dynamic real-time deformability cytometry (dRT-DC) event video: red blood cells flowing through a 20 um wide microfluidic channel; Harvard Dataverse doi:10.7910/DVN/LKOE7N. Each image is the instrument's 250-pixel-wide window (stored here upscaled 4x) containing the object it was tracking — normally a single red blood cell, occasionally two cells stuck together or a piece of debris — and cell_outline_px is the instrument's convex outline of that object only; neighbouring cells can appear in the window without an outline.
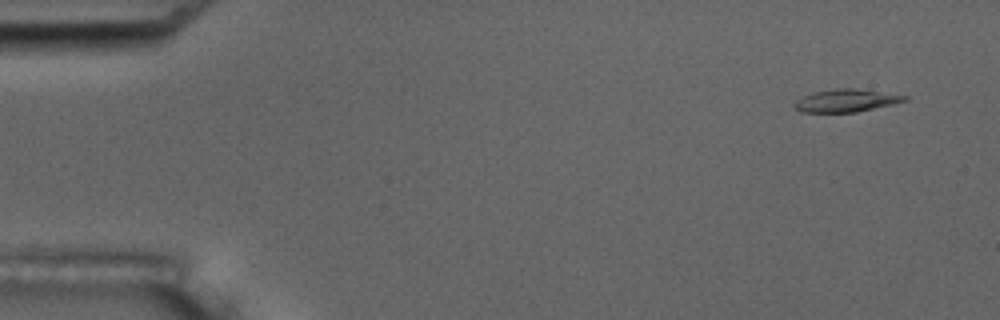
{"species": "common noctule bat (a hibernating species)", "species_latin": "Nyctalus noctula", "temperature_condition": "room temperature", "stored_images_in_passage": 6, "camera_frame_rate_fps": 3000, "um_per_image_px": 0.085, "animal": {"sex": "male", "body_mass_g": 17.5, "forearm_length_mm": 52.3}, "frame": {"image": 1, "passage_image": 1, "time_ms": 0.0, "image_size_px": [1000, 320], "cell_outline_px": [[908, 100], [856, 112], [800, 112], [792, 108], [792, 104], [796, 100], [812, 92], [836, 88], [856, 88], [908, 96]], "centroid_in_image_um": [71.84, 8.54], "position_along_channel_um": 13.2, "area_um2": 14.57}}